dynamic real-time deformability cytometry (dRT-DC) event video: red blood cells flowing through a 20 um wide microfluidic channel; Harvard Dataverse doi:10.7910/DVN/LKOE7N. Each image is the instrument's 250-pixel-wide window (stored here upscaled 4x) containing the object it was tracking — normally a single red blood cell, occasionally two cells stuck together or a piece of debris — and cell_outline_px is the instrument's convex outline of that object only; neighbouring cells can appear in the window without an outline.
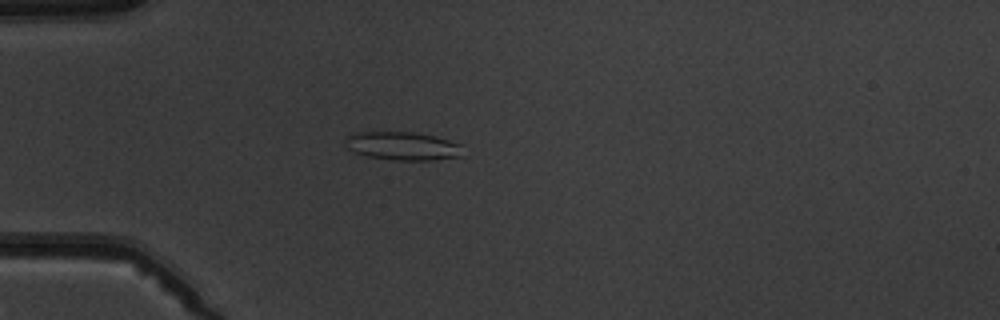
{"species": "common noctule bat (a hibernating species)", "species_latin": "Nyctalus noctula", "temperature_condition": "warm", "stored_images_in_passage": 5, "camera_frame_rate_fps": 3000, "um_per_image_px": 0.085, "animal": {"sex": "male", "body_mass_g": 19.5, "forearm_length_mm": 54.6}, "frame": {"image": 1, "passage_image": 4, "time_ms": 3.333, "image_size_px": [1000, 320], "cell_outline_px": [[460, 156], [432, 160], [392, 160], [368, 156], [356, 152], [348, 148], [344, 144], [344, 136], [352, 132], [412, 132], [432, 136], [448, 140], [460, 144]], "centroid_in_image_um": [34.12, 12.4], "position_along_channel_um": 50.9, "area_um2": 19.25}}